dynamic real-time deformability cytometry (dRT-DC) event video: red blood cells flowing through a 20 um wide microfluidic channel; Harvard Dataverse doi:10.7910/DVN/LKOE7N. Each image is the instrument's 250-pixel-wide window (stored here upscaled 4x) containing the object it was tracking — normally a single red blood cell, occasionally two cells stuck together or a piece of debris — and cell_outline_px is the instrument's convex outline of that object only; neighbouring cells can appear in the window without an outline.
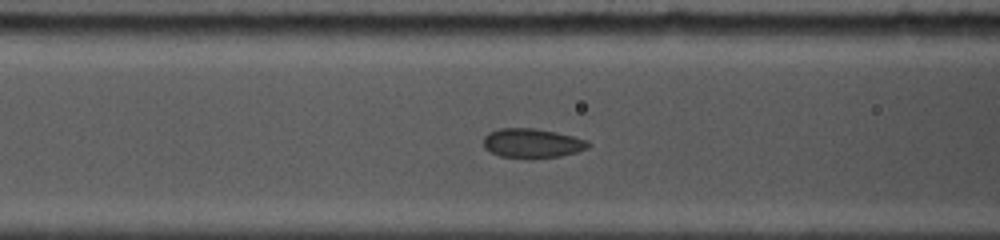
{"species": "common noctule bat (a hibernating species)", "species_latin": "Nyctalus noctula", "temperature_condition": "cold", "stored_images_in_passage": 14, "camera_frame_rate_fps": 5000, "um_per_image_px": 0.085, "animal": {"sex": "female", "body_mass_g": 19.0, "forearm_length_mm": 53.3}, "frame": {"image": 1, "passage_image": 12, "time_ms": 2.4, "image_size_px": [1000, 240], "cell_outline_px": [[592, 144], [588, 148], [576, 152], [560, 156], [532, 160], [528, 160], [500, 156], [484, 148], [484, 136], [488, 132], [500, 128], [532, 128], [556, 132], [588, 140]], "centroid_in_image_um": [45.24, 12.2], "position_along_channel_um": 121.4, "area_um2": 18.32}}